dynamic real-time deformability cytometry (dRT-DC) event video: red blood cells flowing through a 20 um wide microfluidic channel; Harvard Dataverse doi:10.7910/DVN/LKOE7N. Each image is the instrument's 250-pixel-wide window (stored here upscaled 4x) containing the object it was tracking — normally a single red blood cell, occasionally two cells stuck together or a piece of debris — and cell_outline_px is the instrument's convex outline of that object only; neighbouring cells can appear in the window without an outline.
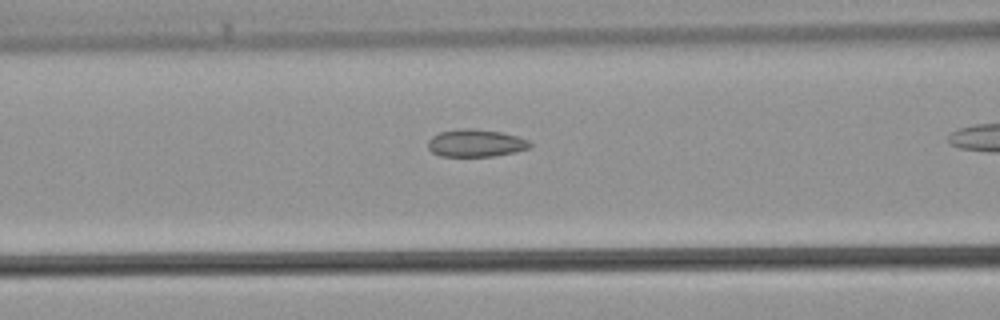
{"species": "common noctule bat (a hibernating species)", "species_latin": "Nyctalus noctula", "temperature_condition": "warm", "stored_images_in_passage": 16, "camera_frame_rate_fps": 3000, "um_per_image_px": 0.085, "animal": {"sex": "male", "body_mass_g": 21.5, "forearm_length_mm": 52.0}, "frame": {"image": 1, "passage_image": 7, "time_ms": 2.0, "image_size_px": [1000, 320], "cell_outline_px": [[532, 144], [528, 148], [516, 152], [496, 156], [440, 156], [432, 152], [428, 148], [428, 140], [432, 136], [440, 132], [460, 128], [472, 128], [500, 132], [516, 136], [528, 140]], "centroid_in_image_um": [40.42, 12.16], "position_along_channel_um": 126.2, "area_um2": 16.36}}
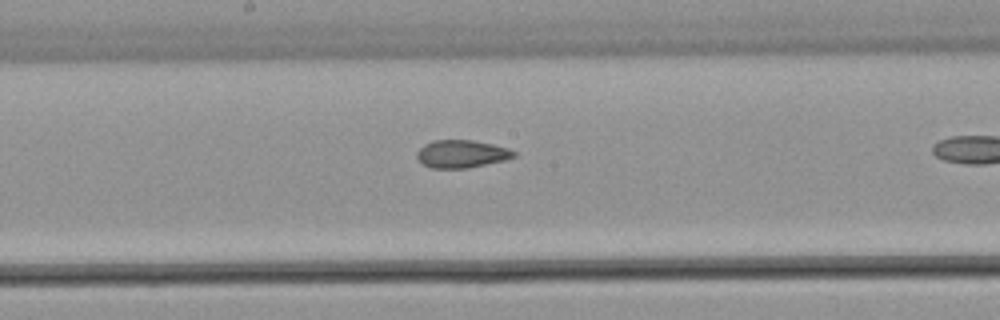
{"frame": {"image": 2, "passage_image": 12, "time_ms": 3.667, "image_size_px": [1000, 320], "cell_outline_px": [[516, 156], [504, 160], [468, 168], [432, 168], [424, 164], [416, 156], [416, 152], [424, 144], [432, 140], [472, 140], [492, 144], [508, 148], [516, 152]], "centroid_in_image_um": [39.23, 13.07], "position_along_channel_um": 209.0, "area_um2": 15.61}}
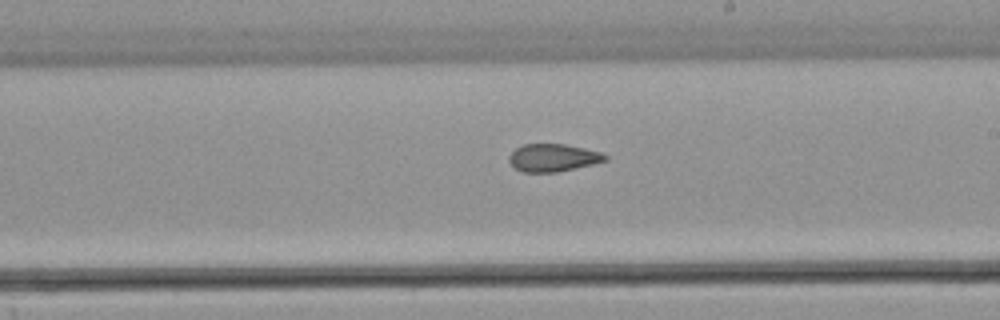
{"frame": {"image": 3, "passage_image": 14, "time_ms": 4.333, "image_size_px": [1000, 320], "cell_outline_px": [[608, 160], [592, 164], [556, 172], [524, 172], [516, 168], [508, 160], [508, 156], [516, 148], [524, 144], [564, 144], [584, 148], [600, 152], [608, 156]], "centroid_in_image_um": [47.01, 13.4], "position_along_channel_um": 242.0, "area_um2": 15.32}}